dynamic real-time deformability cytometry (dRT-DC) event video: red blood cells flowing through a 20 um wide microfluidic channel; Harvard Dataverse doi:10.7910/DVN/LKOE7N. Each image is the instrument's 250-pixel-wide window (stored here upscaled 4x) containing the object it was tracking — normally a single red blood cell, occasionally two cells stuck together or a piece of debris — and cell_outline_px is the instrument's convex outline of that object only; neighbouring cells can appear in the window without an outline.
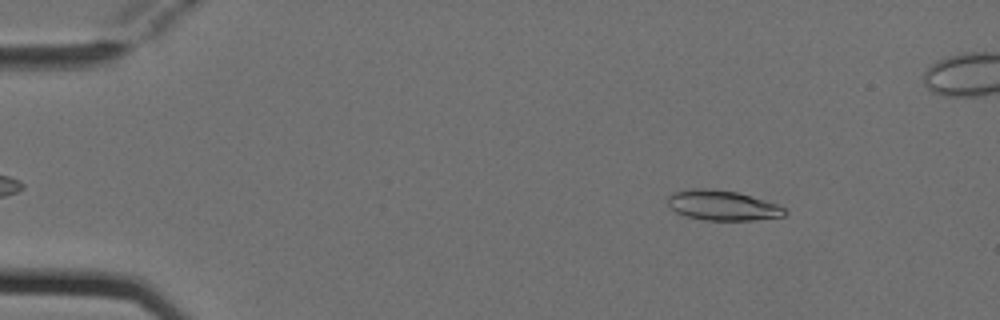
{"species": "Egyptian fruit bat (a non-hibernating species)", "species_latin": "Rousettus aegyptiacus", "temperature_condition": "cold", "stored_images_in_passage": 4, "camera_frame_rate_fps": 3000, "um_per_image_px": 0.085, "animal": {"sex": "female"}, "frame": {"image": 1, "passage_image": 1, "time_ms": 0.0, "image_size_px": [1000, 320], "cell_outline_px": [[788, 212], [784, 216], [752, 220], [704, 220], [684, 216], [676, 212], [668, 204], [668, 196], [672, 192], [692, 188], [704, 188], [736, 192], [764, 200], [776, 204], [784, 208]], "centroid_in_image_um": [61.38, 17.46], "position_along_channel_um": 23.6, "area_um2": 20.35}}